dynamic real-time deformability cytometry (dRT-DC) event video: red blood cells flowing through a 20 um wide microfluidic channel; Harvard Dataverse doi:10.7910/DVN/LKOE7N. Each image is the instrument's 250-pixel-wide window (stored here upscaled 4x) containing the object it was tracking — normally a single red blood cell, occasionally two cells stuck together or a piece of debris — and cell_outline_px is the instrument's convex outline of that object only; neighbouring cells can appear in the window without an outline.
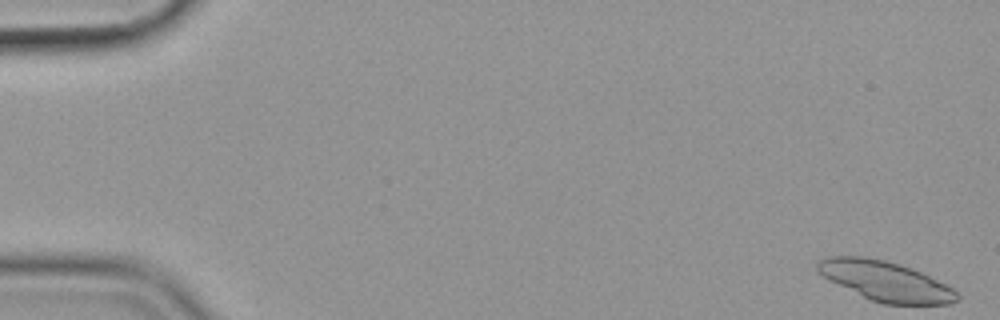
{"species": "common noctule bat (a hibernating species)", "species_latin": "Nyctalus noctula", "temperature_condition": "cold", "stored_images_in_passage": 30, "segment_of_instrument_passage": [1, 2], "camera_frame_rate_fps": 3000, "um_per_image_px": 0.085, "animal": {"sex": "female", "body_mass_g": 19.9}, "frame": {"image": 1, "passage_image": 1, "time_ms": 0.0, "image_size_px": [1000, 320], "cell_outline_px": [[960, 296], [956, 300], [948, 304], [884, 304], [872, 300], [828, 280], [816, 272], [816, 264], [820, 260], [828, 256], [864, 256], [884, 260], [900, 264], [920, 272], [952, 288]], "centroid_in_image_um": [75.21, 23.88], "position_along_channel_um": 9.8, "area_um2": 31.96}}